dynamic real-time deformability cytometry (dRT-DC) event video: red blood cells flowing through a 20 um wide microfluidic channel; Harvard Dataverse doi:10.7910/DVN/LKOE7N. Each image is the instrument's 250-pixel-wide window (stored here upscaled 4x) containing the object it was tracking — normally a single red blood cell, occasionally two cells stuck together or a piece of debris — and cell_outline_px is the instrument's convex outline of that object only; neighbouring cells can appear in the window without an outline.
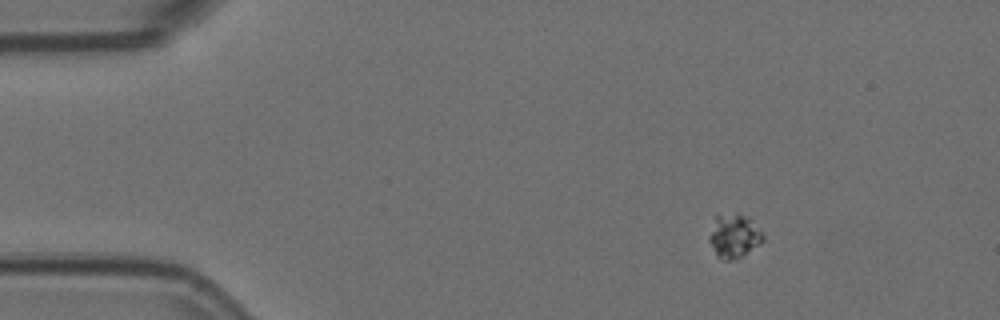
{"species": "Egyptian fruit bat (a non-hibernating species)", "species_latin": "Rousettus aegyptiacus", "temperature_condition": "room temperature", "stored_images_in_passage": 51, "camera_frame_rate_fps": 3000, "um_per_image_px": 0.085, "animal": {"sex": "female"}, "frame": {"image": 1, "passage_image": 1, "time_ms": 0.0, "image_size_px": [1000, 320], "cell_outline_px": [[764, 240], [760, 244], [740, 256], [732, 260], [720, 260], [716, 256], [708, 240], [708, 236], [716, 216], [736, 212], [740, 212], [748, 216], [752, 220], [764, 236]], "centroid_in_image_um": [62.38, 20.04], "position_along_channel_um": 22.6, "area_um2": 13.81}}
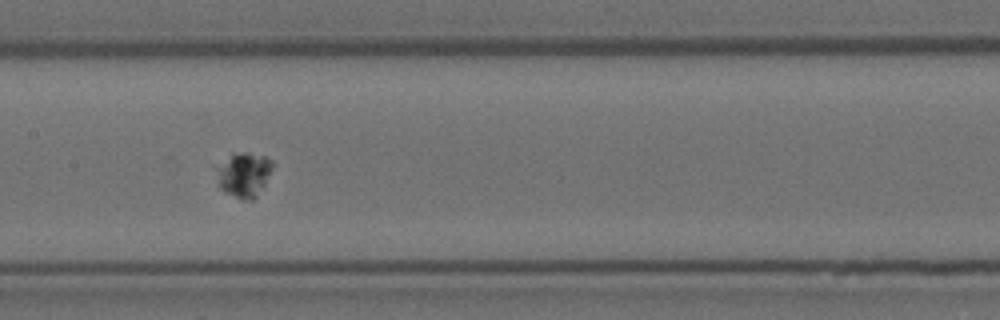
{"frame": {"image": 2, "passage_image": 22, "time_ms": 7.0, "image_size_px": [1000, 320], "cell_outline_px": [[272, 168], [264, 184], [256, 196], [252, 200], [240, 200], [224, 192], [220, 188], [216, 168], [232, 156], [244, 152], [248, 152], [264, 156], [272, 164]], "centroid_in_image_um": [20.72, 14.89], "position_along_channel_um": 186.7, "area_um2": 13.99}}
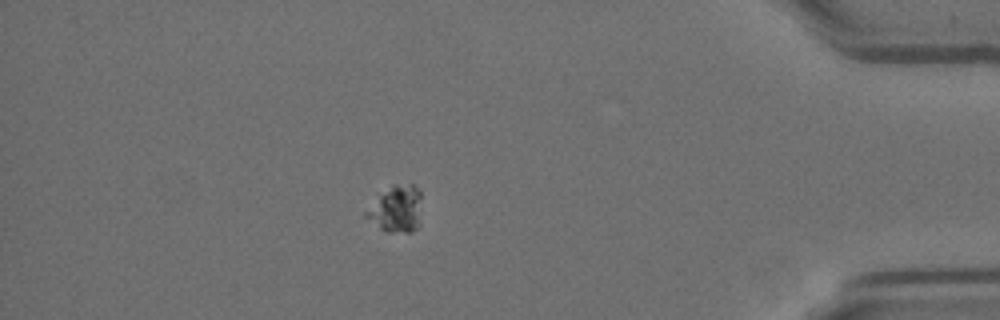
{"frame": {"image": 3, "passage_image": 44, "time_ms": 14.333, "image_size_px": [1000, 320], "cell_outline_px": [[420, 224], [412, 232], [384, 232], [364, 216], [364, 212], [392, 184], [412, 184], [420, 192]], "centroid_in_image_um": [33.69, 17.79], "position_along_channel_um": 401.5, "area_um2": 14.97}}